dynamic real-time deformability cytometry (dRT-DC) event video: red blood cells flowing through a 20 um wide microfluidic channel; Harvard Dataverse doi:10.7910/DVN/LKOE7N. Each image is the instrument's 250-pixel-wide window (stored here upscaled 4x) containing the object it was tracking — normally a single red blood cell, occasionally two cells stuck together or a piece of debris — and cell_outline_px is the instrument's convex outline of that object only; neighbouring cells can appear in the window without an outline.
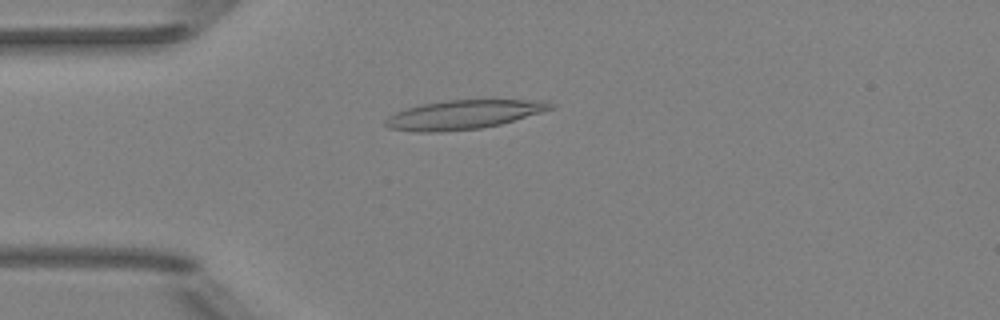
{"species": "Egyptian fruit bat (a non-hibernating species)", "species_latin": "Rousettus aegyptiacus", "temperature_condition": "room temperature", "stored_images_in_passage": 5, "camera_frame_rate_fps": 3000, "um_per_image_px": 0.085, "animal": {"sex": "female"}, "frame": {"image": 1, "passage_image": 4, "time_ms": 3.333, "image_size_px": [1000, 320], "cell_outline_px": [[556, 108], [500, 124], [480, 128], [440, 132], [416, 132], [388, 128], [384, 124], [384, 120], [388, 116], [396, 112], [408, 108], [424, 104], [448, 100], [548, 100], [556, 104]], "centroid_in_image_um": [39.43, 9.74], "position_along_channel_um": 45.6, "area_um2": 27.92}}